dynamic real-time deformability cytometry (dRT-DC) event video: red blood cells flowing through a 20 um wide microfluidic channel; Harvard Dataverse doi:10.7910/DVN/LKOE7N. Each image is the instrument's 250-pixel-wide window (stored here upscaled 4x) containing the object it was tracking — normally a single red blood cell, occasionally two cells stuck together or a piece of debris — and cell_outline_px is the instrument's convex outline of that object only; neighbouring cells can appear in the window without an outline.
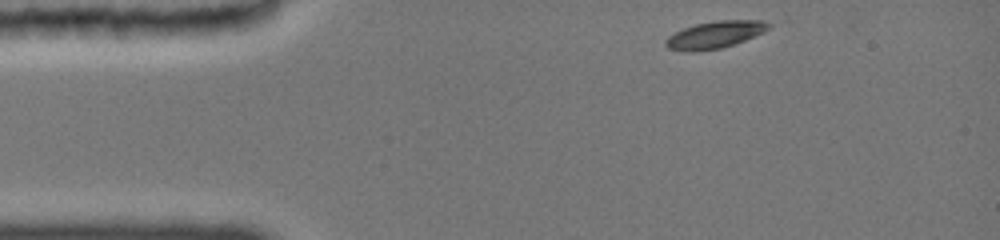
{"species": "common noctule bat (a hibernating species)", "species_latin": "Nyctalus noctula", "temperature_condition": "cold", "stored_images_in_passage": 11, "camera_frame_rate_fps": 3000, "um_per_image_px": 0.085, "animal": {"sex": "female", "body_mass_g": 19.0, "forearm_length_mm": 51.5}, "frame": {"image": 1, "passage_image": 1, "time_ms": 0.0, "image_size_px": [1000, 240], "cell_outline_px": [[788, 20], [764, 32], [744, 40], [720, 48], [696, 52], [688, 52], [668, 48], [664, 44], [664, 40], [668, 36], [684, 28], [696, 24], [716, 20]], "centroid_in_image_um": [60.96, 2.91], "position_along_channel_um": 24.0, "area_um2": 16.94}}
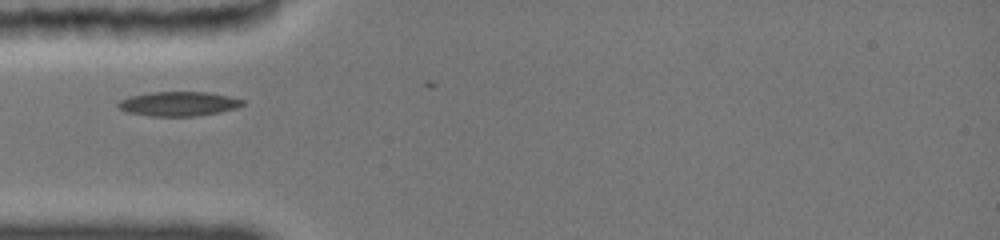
{"frame": {"image": 2, "passage_image": 9, "time_ms": 2.667, "image_size_px": [1000, 240], "cell_outline_px": [[244, 104], [236, 108], [196, 116], [148, 116], [128, 112], [120, 108], [116, 104], [120, 100], [128, 96], [152, 92], [208, 92], [228, 96], [244, 100]], "centroid_in_image_um": [15.14, 8.82], "position_along_channel_um": 69.9, "area_um2": 17.57}}